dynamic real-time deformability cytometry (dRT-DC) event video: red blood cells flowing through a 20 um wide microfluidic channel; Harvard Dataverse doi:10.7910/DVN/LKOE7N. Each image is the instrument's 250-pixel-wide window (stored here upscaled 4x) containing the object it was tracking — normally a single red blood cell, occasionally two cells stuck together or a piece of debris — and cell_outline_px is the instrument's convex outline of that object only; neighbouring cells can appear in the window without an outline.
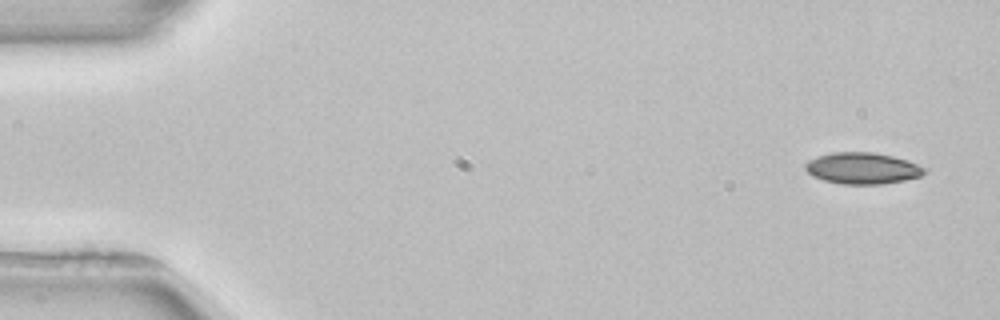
{"species": "common noctule bat (a hibernating species)", "species_latin": "Nyctalus noctula", "temperature_condition": "room temperature", "stored_images_in_passage": 4, "camera_frame_rate_fps": 3000, "um_per_image_px": 0.085, "animal": {"sex": "female", "body_mass_g": 22.7, "forearm_length_mm": 54.2}, "frame": {"image": 1, "passage_image": 1, "time_ms": 0.0, "image_size_px": [1000, 320], "cell_outline_px": [[928, 168], [920, 176], [904, 180], [884, 184], [840, 184], [824, 180], [812, 176], [804, 168], [804, 164], [808, 160], [832, 152], [872, 152], [892, 156]], "centroid_in_image_um": [73.28, 14.31], "position_along_channel_um": 11.7, "area_um2": 21.68}}
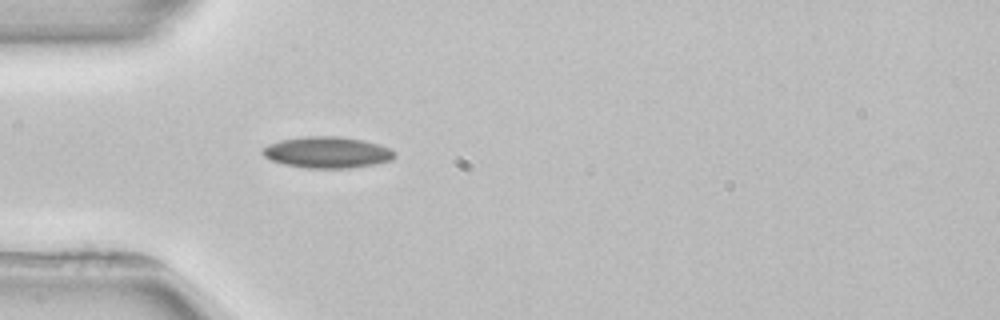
{"frame": {"image": 2, "passage_image": 4, "time_ms": 4.333, "image_size_px": [1000, 320], "cell_outline_px": [[396, 156], [392, 160], [372, 164], [348, 168], [304, 168], [284, 164], [272, 160], [264, 156], [260, 152], [260, 148], [268, 144], [280, 140], [304, 136], [340, 136], [364, 140], [380, 144], [396, 152]], "centroid_in_image_um": [27.79, 12.94], "position_along_channel_um": 57.2, "area_um2": 24.28}}